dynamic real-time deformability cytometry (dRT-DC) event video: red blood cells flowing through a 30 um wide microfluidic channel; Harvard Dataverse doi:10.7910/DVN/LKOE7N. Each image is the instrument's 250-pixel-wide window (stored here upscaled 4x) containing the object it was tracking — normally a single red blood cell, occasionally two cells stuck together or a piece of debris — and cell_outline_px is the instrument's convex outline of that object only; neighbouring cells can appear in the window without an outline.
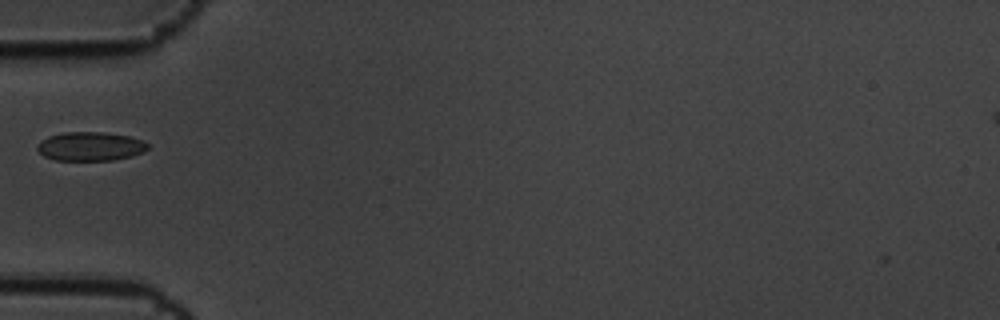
{"species": "common noctule bat (a hibernating species)", "species_latin": "Nyctalus noctula", "temperature_condition": "cold", "stored_images_in_passage": 41, "camera_frame_rate_fps": 3000, "um_per_image_px": 0.085, "animal": {"sex": "male", "body_mass_g": 19.5, "forearm_length_mm": 54.6}, "frame": {"image": 1, "passage_image": 2, "time_ms": 0.333, "image_size_px": [1000, 320], "cell_outline_px": [[148, 148], [144, 152], [132, 156], [112, 160], [56, 160], [44, 156], [36, 148], [36, 144], [40, 140], [48, 136], [64, 132], [104, 132], [128, 136], [144, 140], [148, 144]], "centroid_in_image_um": [7.67, 12.43], "position_along_channel_um": 77.3, "area_um2": 18.73}}
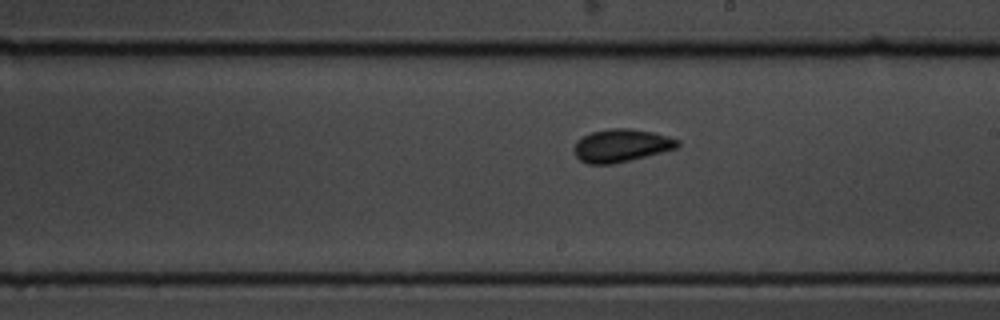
{"frame": {"image": 2, "passage_image": 16, "time_ms": 5.0, "image_size_px": [1000, 320], "cell_outline_px": [[680, 144], [676, 148], [612, 164], [588, 164], [580, 160], [576, 156], [572, 148], [584, 136], [592, 132], [608, 128], [632, 128], [652, 132], [680, 140]], "centroid_in_image_um": [52.79, 12.36], "position_along_channel_um": 236.2, "area_um2": 19.54}}
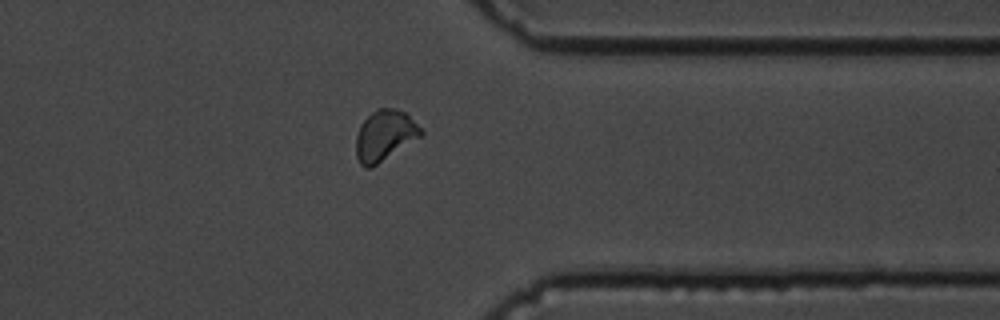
{"frame": {"image": 3, "passage_image": 29, "time_ms": 9.333, "image_size_px": [1000, 320], "cell_outline_px": [[424, 136], [372, 168], [364, 168], [360, 164], [356, 156], [356, 136], [360, 124], [372, 112], [380, 108], [396, 108], [404, 112], [424, 132]], "centroid_in_image_um": [32.71, 11.55], "position_along_channel_um": 378.7, "area_um2": 19.42}, "authors_computed_cell_mechanics": {"area_um2": 18.7272, "velocity_mm_per_s": 3.4001, "shape_relaxation_time_tau1_ms": 4.4723, "shape_relaxation_time_tau2_ms": 1.5746, "deformation_change_tau1": 0.0754, "deformation_change_tau2": 0.0611}}